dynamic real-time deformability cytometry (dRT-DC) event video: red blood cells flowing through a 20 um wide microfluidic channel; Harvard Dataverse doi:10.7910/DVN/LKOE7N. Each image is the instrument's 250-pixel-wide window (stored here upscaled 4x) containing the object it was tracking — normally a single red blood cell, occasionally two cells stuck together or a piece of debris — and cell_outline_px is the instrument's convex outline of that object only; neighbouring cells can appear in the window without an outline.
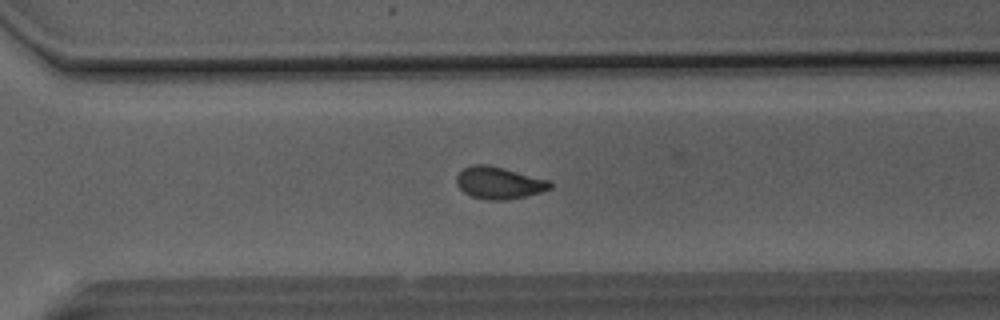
{"species": "Egyptian fruit bat (a non-hibernating species)", "species_latin": "Rousettus aegyptiacus", "temperature_condition": "room temperature", "stored_images_in_passage": 50, "camera_frame_rate_fps": 3000, "um_per_image_px": 0.085, "animal": {"sex": "male"}, "frame": {"image": 1, "passage_image": 36, "time_ms": 11.667, "image_size_px": [1000, 320], "cell_outline_px": [[552, 188], [540, 192], [508, 200], [484, 200], [472, 196], [464, 192], [456, 184], [456, 176], [464, 168], [472, 164], [488, 164], [552, 180]], "centroid_in_image_um": [42.43, 15.53], "position_along_channel_um": 328.2, "area_um2": 17.69}}
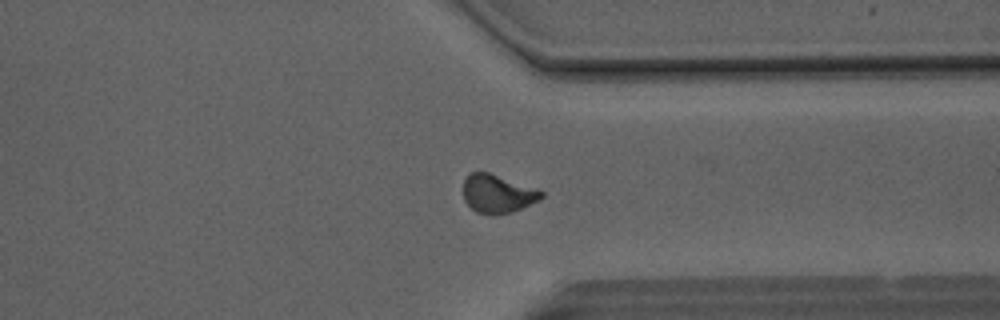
{"frame": {"image": 2, "passage_image": 39, "time_ms": 12.667, "image_size_px": [1000, 320], "cell_outline_px": [[544, 196], [540, 200], [512, 212], [492, 216], [476, 212], [464, 200], [464, 180], [472, 172], [488, 172], [536, 188], [544, 192]], "centroid_in_image_um": [42.31, 16.49], "position_along_channel_um": 369.1, "area_um2": 17.46}}
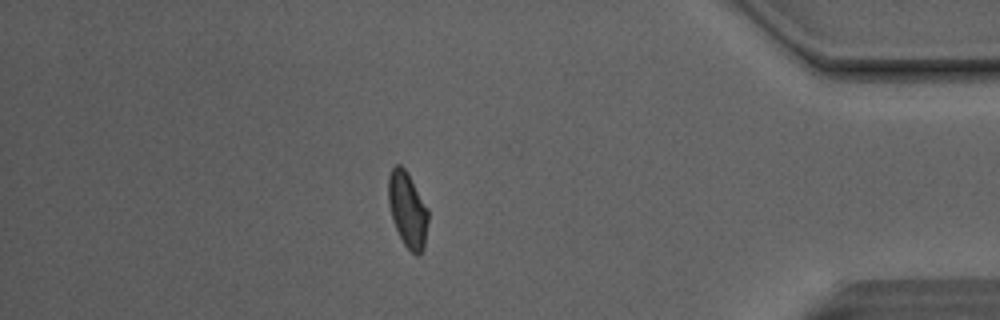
{"frame": {"image": 3, "passage_image": 44, "time_ms": 14.333, "image_size_px": [1000, 320], "cell_outline_px": [[428, 220], [424, 248], [416, 256], [404, 244], [396, 228], [392, 216], [388, 200], [388, 176], [392, 168], [396, 164], [400, 164], [408, 172], [428, 208]], "centroid_in_image_um": [34.65, 17.78], "position_along_channel_um": 400.6, "area_um2": 17.4}, "authors_computed_cell_mechanics": {"area_um2": 17.9469, "velocity_mm_per_s": 4.1446, "shape_relaxation_time_tau1_ms": null, "shape_relaxation_time_tau2_ms": 2.7829, "deformation_change_tau1": null, "deformation_change_tau2": 0.0779}}